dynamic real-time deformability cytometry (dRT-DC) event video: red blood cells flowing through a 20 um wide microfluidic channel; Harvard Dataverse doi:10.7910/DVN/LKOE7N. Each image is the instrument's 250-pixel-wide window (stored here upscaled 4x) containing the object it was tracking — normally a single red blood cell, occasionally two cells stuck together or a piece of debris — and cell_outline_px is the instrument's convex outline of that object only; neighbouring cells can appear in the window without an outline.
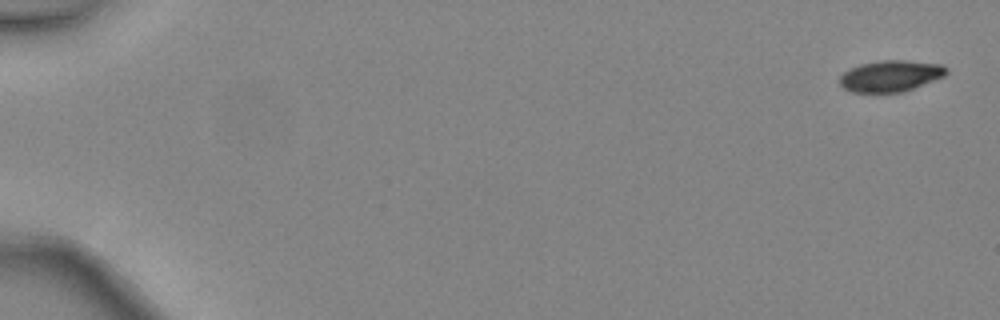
{"species": "common noctule bat (a hibernating species)", "species_latin": "Nyctalus noctula", "temperature_condition": "warm", "stored_images_in_passage": 47, "camera_frame_rate_fps": 3000, "um_per_image_px": 0.085, "animal": {"sex": "female", "body_mass_g": 24.6, "forearm_length_mm": 56.2}, "frame": {"image": 1, "passage_image": 1, "time_ms": 0.0, "image_size_px": [1000, 320], "cell_outline_px": [[948, 72], [944, 76], [912, 88], [900, 92], [852, 92], [844, 88], [840, 84], [840, 76], [844, 72], [860, 64], [880, 60], [904, 60], [944, 64], [948, 68]], "centroid_in_image_um": [75.72, 6.44], "position_along_channel_um": 9.3, "area_um2": 19.31}}
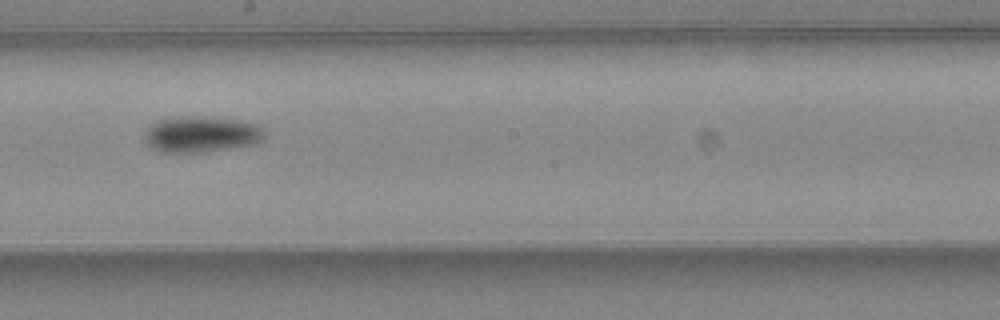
{"frame": {"image": 2, "passage_image": 28, "time_ms": 9.0, "image_size_px": [1000, 320], "cell_outline_px": [[264, 140], [256, 144], [200, 152], [160, 152], [148, 148], [144, 140], [144, 132], [156, 120], [184, 116], [192, 116], [240, 120], [260, 124], [264, 132]], "centroid_in_image_um": [17.09, 11.42], "position_along_channel_um": 231.1, "area_um2": 25.43}}
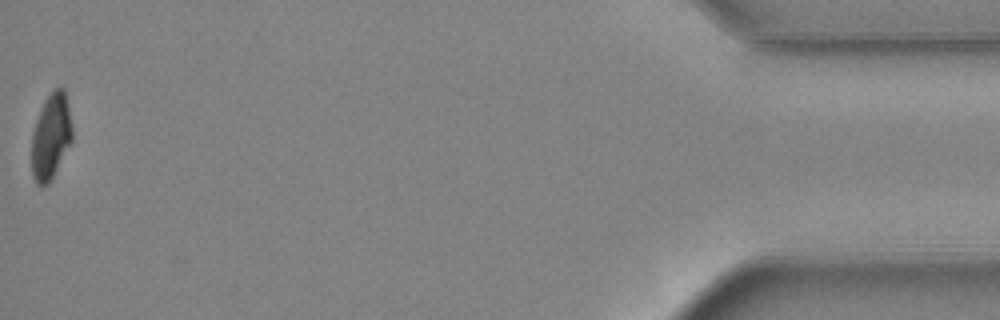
{"frame": {"image": 3, "passage_image": 47, "time_ms": 15.333, "image_size_px": [1000, 320], "cell_outline_px": [[72, 140], [52, 176], [44, 184], [36, 184], [32, 176], [32, 132], [36, 120], [44, 100], [56, 88], [64, 88], [68, 104], [72, 124]], "centroid_in_image_um": [4.32, 11.55], "position_along_channel_um": 430.9, "area_um2": 19.77}, "authors_computed_cell_mechanics": {"area_um2": 22.253, "velocity_mm_per_s": 4.5143, "shape_relaxation_time_tau1_ms": 2.7735, "shape_relaxation_time_tau2_ms": null, "deformation_change_tau1": 0.11, "deformation_change_tau2": null}}